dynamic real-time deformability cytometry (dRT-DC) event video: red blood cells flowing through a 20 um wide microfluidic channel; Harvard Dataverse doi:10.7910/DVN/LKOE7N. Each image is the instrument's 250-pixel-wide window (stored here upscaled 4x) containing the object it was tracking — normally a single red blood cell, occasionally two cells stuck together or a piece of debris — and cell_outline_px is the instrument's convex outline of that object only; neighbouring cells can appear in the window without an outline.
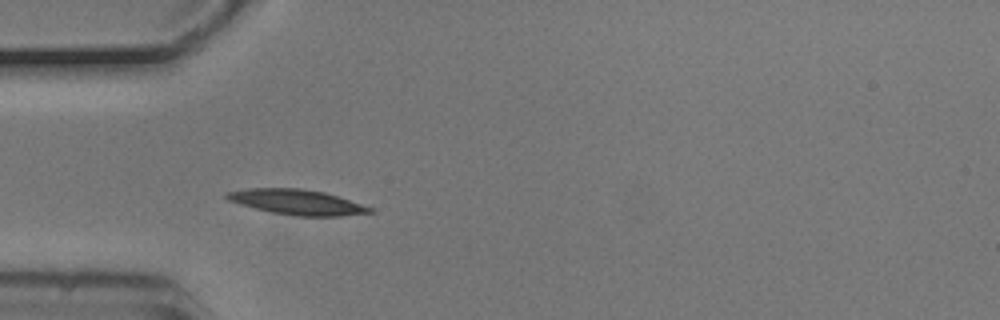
{"species": "common noctule bat (a hibernating species)", "species_latin": "Nyctalus noctula", "temperature_condition": "cold", "stored_images_in_passage": 4, "camera_frame_rate_fps": 3000, "um_per_image_px": 0.085, "animal": {"sex": "male", "body_mass_g": 20.5, "forearm_length_mm": 52.5}, "frame": {"image": 1, "passage_image": 3, "time_ms": 0.667, "image_size_px": [1000, 320], "cell_outline_px": [[376, 212], [340, 216], [296, 216], [272, 212], [240, 204], [228, 200], [224, 196], [224, 192], [248, 188], [300, 188], [324, 192], [376, 208]], "centroid_in_image_um": [25.28, 17.17], "position_along_channel_um": 59.7, "area_um2": 21.1}}